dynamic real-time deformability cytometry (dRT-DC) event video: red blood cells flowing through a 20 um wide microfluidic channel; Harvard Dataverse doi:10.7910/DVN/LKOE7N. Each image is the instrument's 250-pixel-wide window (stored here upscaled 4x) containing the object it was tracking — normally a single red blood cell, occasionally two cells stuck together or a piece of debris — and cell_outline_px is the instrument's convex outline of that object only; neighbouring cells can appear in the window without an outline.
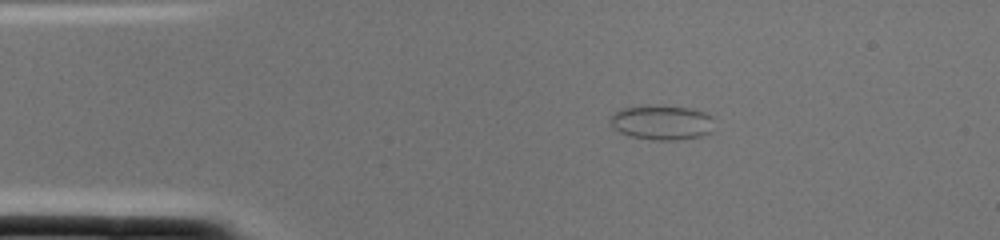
{"species": "common noctule bat (a hibernating species)", "species_latin": "Nyctalus noctula", "temperature_condition": "cold", "stored_images_in_passage": 1, "camera_frame_rate_fps": 3000, "um_per_image_px": 0.085, "animal": {"sex": "female", "body_mass_g": 22.0, "forearm_length_mm": 56.7}, "frame": {"image": 1, "passage_image": 1, "time_ms": 0.0, "image_size_px": [1000, 240], "cell_outline_px": [[712, 132], [700, 136], [680, 140], [652, 140], [628, 136], [612, 128], [612, 112], [620, 108], [644, 104], [656, 104], [692, 108], [704, 112], [712, 116]], "centroid_in_image_um": [56.23, 10.39], "position_along_channel_um": 28.8, "area_um2": 21.62}}